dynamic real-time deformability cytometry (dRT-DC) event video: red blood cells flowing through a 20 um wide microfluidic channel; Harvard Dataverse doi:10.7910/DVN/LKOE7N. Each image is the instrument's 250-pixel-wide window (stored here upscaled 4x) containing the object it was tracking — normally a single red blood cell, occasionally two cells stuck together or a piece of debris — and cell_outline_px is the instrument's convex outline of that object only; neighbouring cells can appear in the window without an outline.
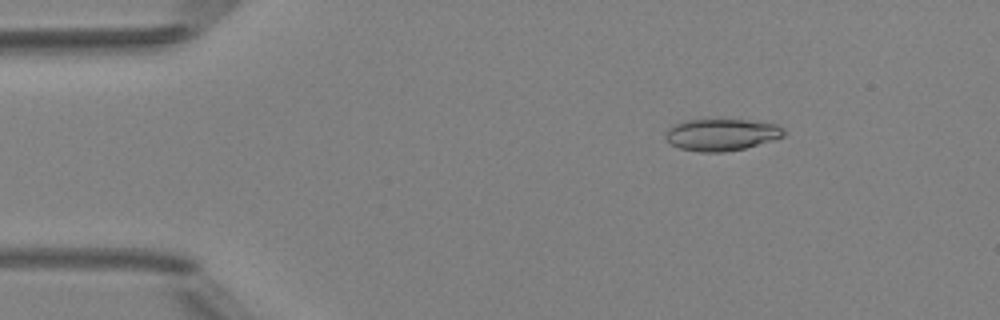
{"species": "Egyptian fruit bat (a non-hibernating species)", "species_latin": "Rousettus aegyptiacus", "temperature_condition": "room temperature", "stored_images_in_passage": 5, "camera_frame_rate_fps": 3000, "um_per_image_px": 0.085, "animal": {"sex": "female"}, "frame": {"image": 1, "passage_image": 3, "time_ms": 2.333, "image_size_px": [1000, 320], "cell_outline_px": [[784, 136], [772, 140], [744, 148], [724, 152], [700, 152], [680, 148], [672, 144], [664, 136], [668, 128], [684, 120], [748, 120], [776, 124], [784, 128]], "centroid_in_image_um": [61.32, 11.44], "position_along_channel_um": 23.7, "area_um2": 21.73}}